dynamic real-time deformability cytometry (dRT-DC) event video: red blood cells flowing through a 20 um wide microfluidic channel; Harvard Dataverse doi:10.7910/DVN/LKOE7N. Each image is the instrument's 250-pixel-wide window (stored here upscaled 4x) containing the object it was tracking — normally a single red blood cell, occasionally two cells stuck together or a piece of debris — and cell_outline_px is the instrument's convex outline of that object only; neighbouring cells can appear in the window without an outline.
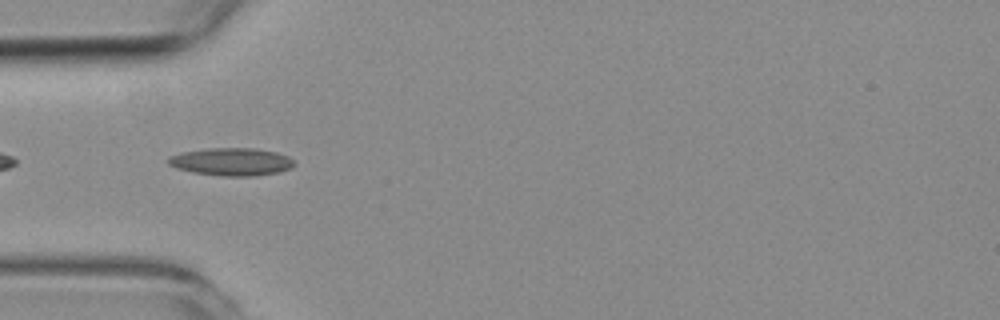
{"species": "common noctule bat (a hibernating species)", "species_latin": "Nyctalus noctula", "temperature_condition": "room temperature", "stored_images_in_passage": 40, "camera_frame_rate_fps": 3000, "um_per_image_px": 0.085, "animal": {"sex": "female", "body_mass_g": 19.3, "forearm_length_mm": 54.1}, "frame": {"image": 1, "passage_image": 2, "time_ms": 0.333, "image_size_px": [1000, 320], "cell_outline_px": [[296, 164], [280, 172], [256, 176], [220, 176], [192, 172], [176, 168], [168, 164], [168, 156], [180, 152], [208, 148], [256, 148], [276, 152], [288, 156]], "centroid_in_image_um": [19.65, 13.75], "position_along_channel_um": 65.4, "area_um2": 20.52}}
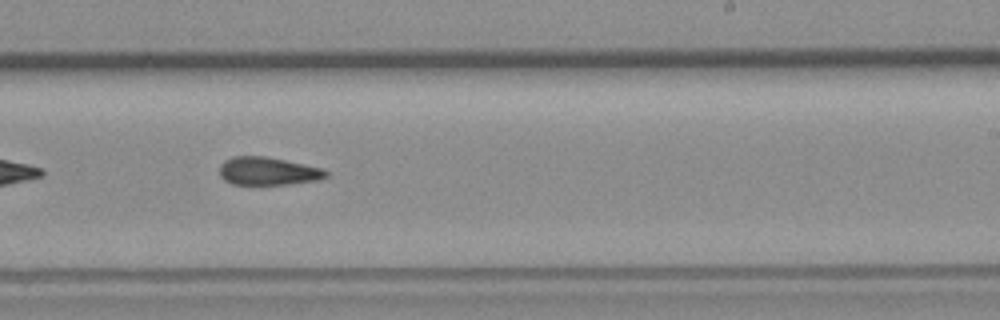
{"frame": {"image": 2, "passage_image": 18, "time_ms": 5.667, "image_size_px": [1000, 320], "cell_outline_px": [[328, 176], [320, 180], [288, 184], [232, 184], [224, 180], [220, 176], [220, 164], [224, 160], [232, 156], [264, 156], [324, 168], [328, 172]], "centroid_in_image_um": [22.78, 14.54], "position_along_channel_um": 266.2, "area_um2": 17.46}}
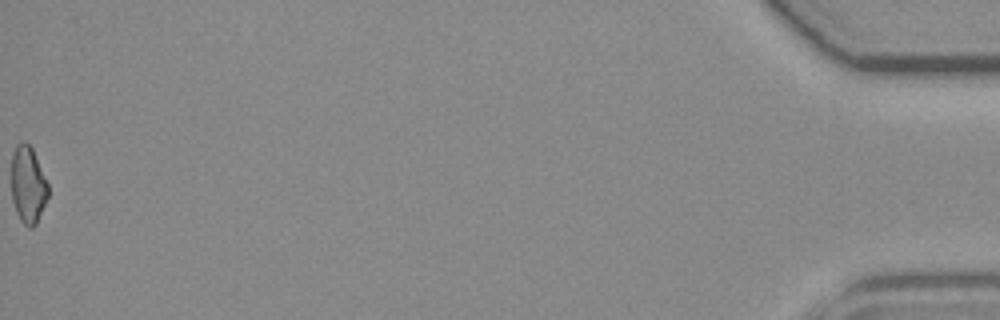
{"frame": {"image": 3, "passage_image": 40, "time_ms": 13.0, "image_size_px": [1000, 320], "cell_outline_px": [[48, 196], [36, 224], [32, 228], [28, 228], [20, 220], [16, 212], [12, 200], [12, 152], [16, 144], [24, 140], [32, 148], [48, 184]], "centroid_in_image_um": [2.37, 15.71], "position_along_channel_um": 432.8, "area_um2": 16.47}, "authors_computed_cell_mechanics": {"area_um2": 17.6579, "velocity_mm_per_s": 3.7641, "shape_relaxation_time_tau1_ms": null, "shape_relaxation_time_tau2_ms": 4.874, "deformation_change_tau1": null, "deformation_change_tau2": 0.1475}}